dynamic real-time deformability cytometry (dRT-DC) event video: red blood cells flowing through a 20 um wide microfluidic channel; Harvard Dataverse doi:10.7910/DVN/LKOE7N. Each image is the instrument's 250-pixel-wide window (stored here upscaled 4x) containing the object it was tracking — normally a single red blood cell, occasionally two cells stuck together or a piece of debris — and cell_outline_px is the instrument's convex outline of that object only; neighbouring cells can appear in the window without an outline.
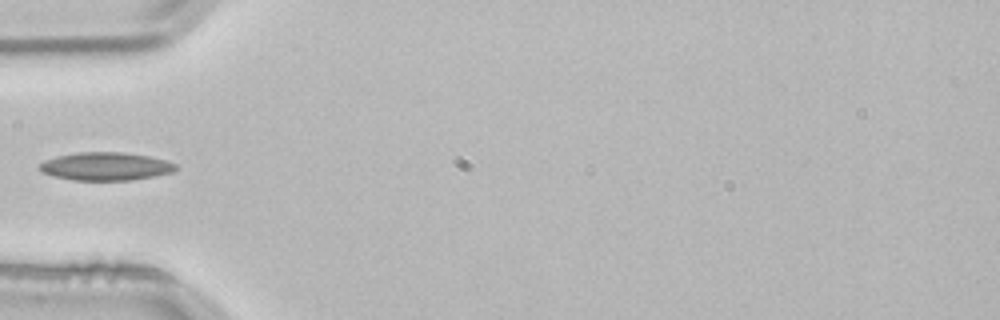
{"species": "common noctule bat (a hibernating species)", "species_latin": "Nyctalus noctula", "temperature_condition": "room temperature", "stored_images_in_passage": 2, "camera_frame_rate_fps": 3000, "um_per_image_px": 0.085, "animal": {"sex": "male", "body_mass_g": 21.5, "forearm_length_mm": 52.0}, "frame": {"image": 1, "passage_image": 2, "time_ms": 0.333, "image_size_px": [1000, 320], "cell_outline_px": [[180, 168], [172, 172], [132, 180], [72, 180], [52, 176], [44, 172], [40, 168], [40, 164], [44, 160], [56, 156], [80, 152], [120, 152], [148, 156], [168, 160], [176, 164]], "centroid_in_image_um": [9.01, 14.14], "position_along_channel_um": 76.0, "area_um2": 22.25}}